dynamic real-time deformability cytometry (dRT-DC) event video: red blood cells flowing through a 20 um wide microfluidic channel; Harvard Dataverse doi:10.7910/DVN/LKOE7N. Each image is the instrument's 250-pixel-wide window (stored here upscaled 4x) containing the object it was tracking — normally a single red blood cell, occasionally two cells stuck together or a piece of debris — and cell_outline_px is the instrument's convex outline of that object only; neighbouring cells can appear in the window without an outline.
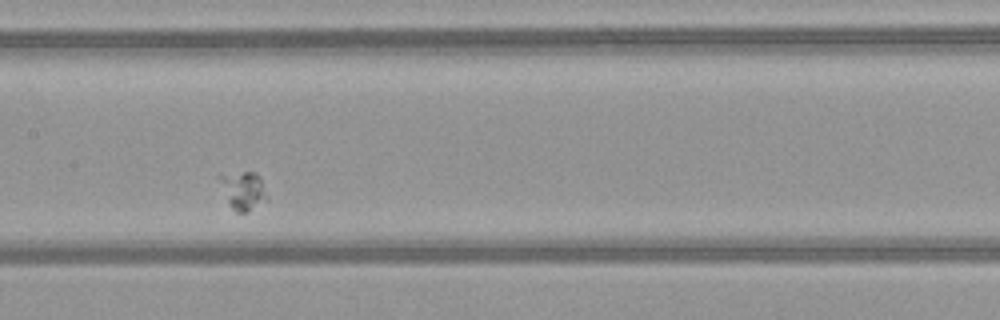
{"species": "common noctule bat (a hibernating species)", "species_latin": "Nyctalus noctula", "temperature_condition": "warm", "stored_images_in_passage": 31, "camera_frame_rate_fps": 3000, "um_per_image_px": 0.085, "animal": {"sex": "female", "body_mass_g": 21.9}, "frame": {"image": 1, "passage_image": 14, "time_ms": 4.333, "image_size_px": [1000, 320], "cell_outline_px": [[268, 200], [248, 212], [236, 212], [228, 204], [216, 176], [244, 172], [256, 172], [260, 176]], "centroid_in_image_um": [20.66, 16.21], "position_along_channel_um": 186.7, "area_um2": 10.64}}
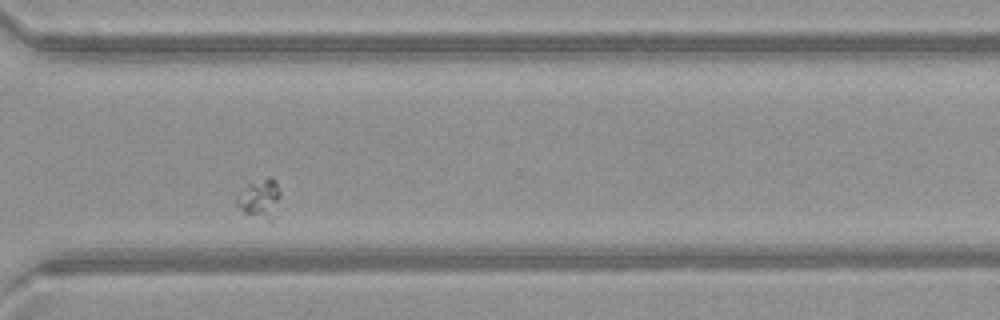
{"frame": {"image": 2, "passage_image": 27, "time_ms": 8.667, "image_size_px": [1000, 320], "cell_outline_px": [[280, 196], [272, 224], [268, 224], [244, 212], [236, 204], [236, 196], [248, 184], [268, 176], [272, 176], [276, 180], [280, 192]], "centroid_in_image_um": [22.12, 16.93], "position_along_channel_um": 348.5, "area_um2": 10.35}}